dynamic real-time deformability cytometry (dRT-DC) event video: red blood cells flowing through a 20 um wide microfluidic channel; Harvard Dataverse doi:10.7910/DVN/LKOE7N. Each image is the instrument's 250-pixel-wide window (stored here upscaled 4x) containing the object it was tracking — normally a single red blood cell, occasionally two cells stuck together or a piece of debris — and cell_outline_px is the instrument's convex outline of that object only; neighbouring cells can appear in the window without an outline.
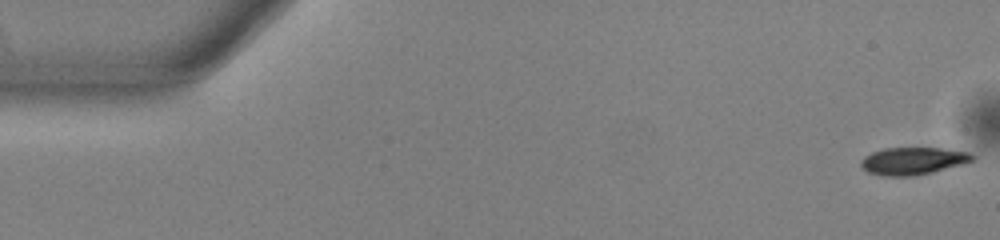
{"species": "common noctule bat (a hibernating species)", "species_latin": "Nyctalus noctula", "temperature_condition": "warm", "stored_images_in_passage": 52, "camera_frame_rate_fps": 3000, "um_per_image_px": 0.085, "animal": {"sex": "male", "body_mass_g": 13.0, "forearm_length_mm": 53.1}, "frame": {"image": 1, "passage_image": 1, "time_ms": 0.0, "image_size_px": [1000, 240], "cell_outline_px": [[976, 156], [972, 160], [964, 164], [932, 172], [912, 176], [884, 176], [868, 172], [860, 164], [860, 160], [864, 156], [872, 152], [884, 148], [940, 148], [968, 152]], "centroid_in_image_um": [77.59, 13.68], "position_along_channel_um": 7.4, "area_um2": 17.74}}
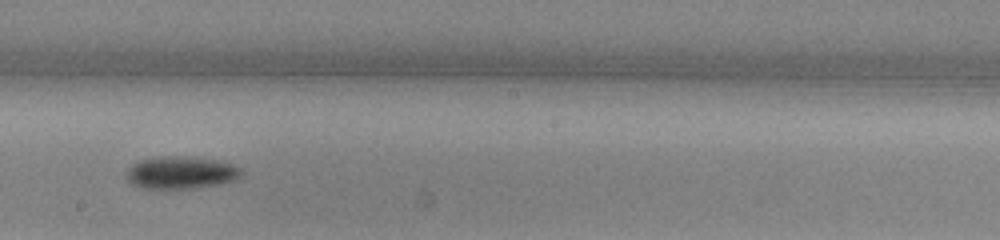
{"frame": {"image": 2, "passage_image": 29, "time_ms": 9.333, "image_size_px": [1000, 240], "cell_outline_px": [[244, 172], [240, 176], [232, 180], [220, 184], [196, 188], [140, 188], [132, 184], [124, 176], [124, 172], [132, 164], [140, 160], [160, 156], [180, 156], [220, 160], [232, 164], [240, 168]], "centroid_in_image_um": [15.35, 14.67], "position_along_channel_um": 232.9, "area_um2": 21.91}}
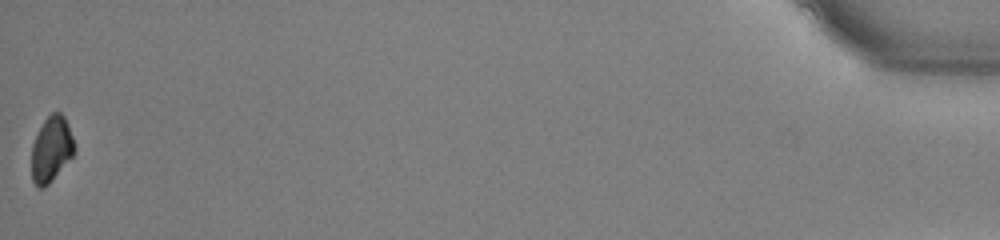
{"frame": {"image": 3, "passage_image": 52, "time_ms": 17.0, "image_size_px": [1000, 240], "cell_outline_px": [[76, 152], [52, 180], [44, 188], [36, 188], [32, 180], [32, 144], [44, 120], [52, 112], [60, 112], [64, 116], [68, 124], [72, 136]], "centroid_in_image_um": [4.36, 12.7], "position_along_channel_um": 430.8, "area_um2": 16.3}, "authors_computed_cell_mechanics": {"area_um2": 19.2185, "velocity_mm_per_s": 3.941, "shape_relaxation_time_tau1_ms": 1.9013, "shape_relaxation_time_tau2_ms": null, "deformation_change_tau1": 0.116, "deformation_change_tau2": null}}